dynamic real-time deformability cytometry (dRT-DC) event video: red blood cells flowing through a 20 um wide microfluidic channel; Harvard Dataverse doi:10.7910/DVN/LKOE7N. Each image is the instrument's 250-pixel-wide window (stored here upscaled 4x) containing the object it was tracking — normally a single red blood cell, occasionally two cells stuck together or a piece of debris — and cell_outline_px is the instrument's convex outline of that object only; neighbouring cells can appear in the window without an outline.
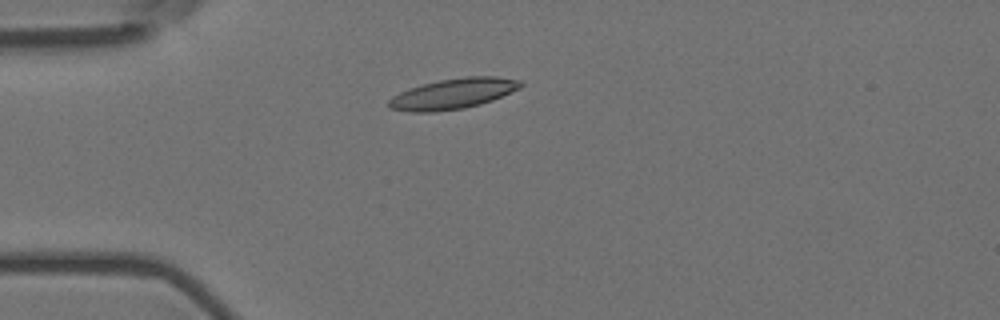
{"species": "Egyptian fruit bat (a non-hibernating species)", "species_latin": "Rousettus aegyptiacus", "temperature_condition": "room temperature", "stored_images_in_passage": 6, "camera_frame_rate_fps": 3000, "um_per_image_px": 0.085, "animal": {"sex": "female"}, "frame": {"image": 1, "passage_image": 4, "time_ms": 1.0, "image_size_px": [1000, 320], "cell_outline_px": [[524, 84], [520, 88], [492, 100], [480, 104], [464, 108], [432, 112], [412, 112], [392, 108], [388, 104], [388, 100], [392, 96], [408, 88], [440, 80], [464, 76], [496, 76], [520, 80]], "centroid_in_image_um": [38.53, 7.95], "position_along_channel_um": 46.5, "area_um2": 23.29}}
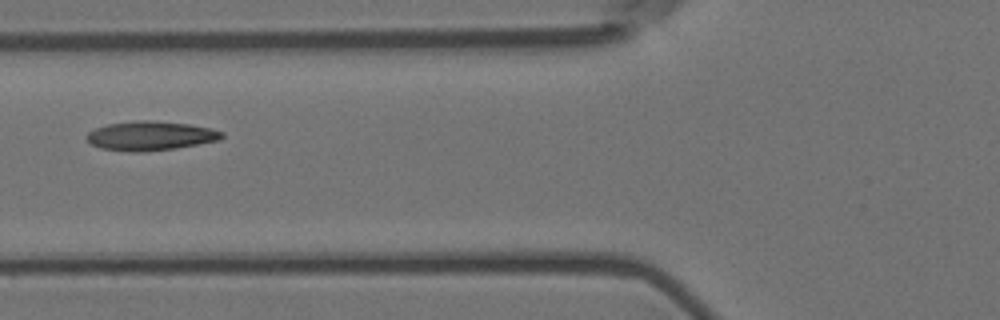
{"frame": {"image": 2, "passage_image": 6, "time_ms": 1.667, "image_size_px": [1000, 320], "cell_outline_px": [[224, 136], [220, 140], [176, 148], [144, 152], [132, 152], [100, 148], [84, 140], [84, 136], [88, 132], [96, 128], [108, 124], [136, 120], [148, 120], [188, 124], [212, 128], [224, 132]], "centroid_in_image_um": [12.77, 11.55], "position_along_channel_um": 113.0, "area_um2": 23.18}}